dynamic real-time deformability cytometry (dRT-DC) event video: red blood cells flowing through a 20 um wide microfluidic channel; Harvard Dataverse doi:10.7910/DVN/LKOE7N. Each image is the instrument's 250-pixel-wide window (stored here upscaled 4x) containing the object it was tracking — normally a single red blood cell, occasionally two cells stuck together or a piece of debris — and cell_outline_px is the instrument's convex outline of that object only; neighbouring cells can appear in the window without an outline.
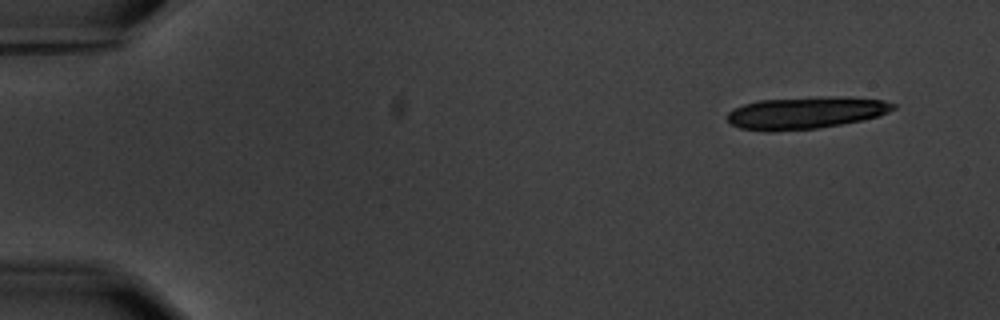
{"species": "common noctule bat (a hibernating species)", "species_latin": "Nyctalus noctula", "temperature_condition": "warm", "stored_images_in_passage": 5, "camera_frame_rate_fps": 3000, "um_per_image_px": 0.085, "animal": {"sex": "male", "body_mass_g": 20.1, "forearm_length_mm": 53.5}, "frame": {"image": 1, "passage_image": 1, "time_ms": 0.0, "image_size_px": [1000, 320], "cell_outline_px": [[896, 108], [880, 116], [864, 120], [820, 128], [772, 132], [764, 132], [740, 128], [732, 124], [728, 120], [728, 112], [744, 104], [760, 100], [848, 96], [884, 100], [896, 104]], "centroid_in_image_um": [68.54, 9.6], "position_along_channel_um": 16.5, "area_um2": 31.15}}